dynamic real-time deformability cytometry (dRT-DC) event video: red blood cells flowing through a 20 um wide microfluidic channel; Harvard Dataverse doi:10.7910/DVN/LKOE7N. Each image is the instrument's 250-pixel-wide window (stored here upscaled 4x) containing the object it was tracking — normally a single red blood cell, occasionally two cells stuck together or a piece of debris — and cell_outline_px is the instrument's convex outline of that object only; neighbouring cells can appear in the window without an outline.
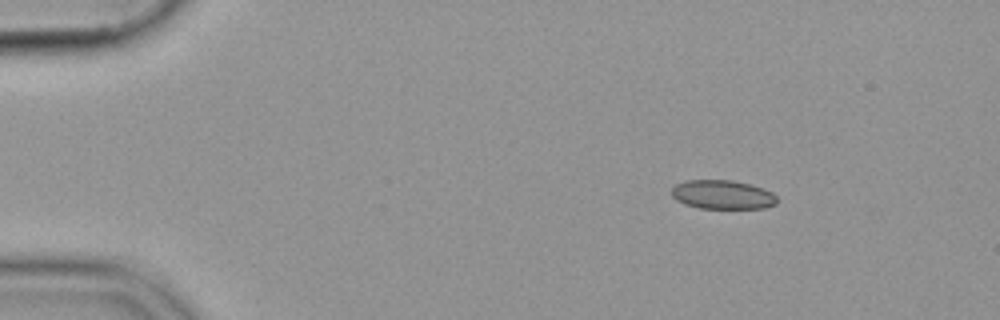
{"species": "common noctule bat (a hibernating species)", "species_latin": "Nyctalus noctula", "temperature_condition": "cold", "stored_images_in_passage": 48, "camera_frame_rate_fps": 3000, "um_per_image_px": 0.085, "animal": {"sex": "female", "body_mass_g": 19.9}, "frame": {"image": 1, "passage_image": 1, "time_ms": 0.0, "image_size_px": [1000, 320], "cell_outline_px": [[776, 204], [764, 208], [700, 208], [684, 204], [676, 200], [672, 196], [672, 188], [676, 184], [684, 180], [732, 180], [748, 184], [772, 192], [776, 196]], "centroid_in_image_um": [61.38, 16.54], "position_along_channel_um": 23.6, "area_um2": 17.69}}
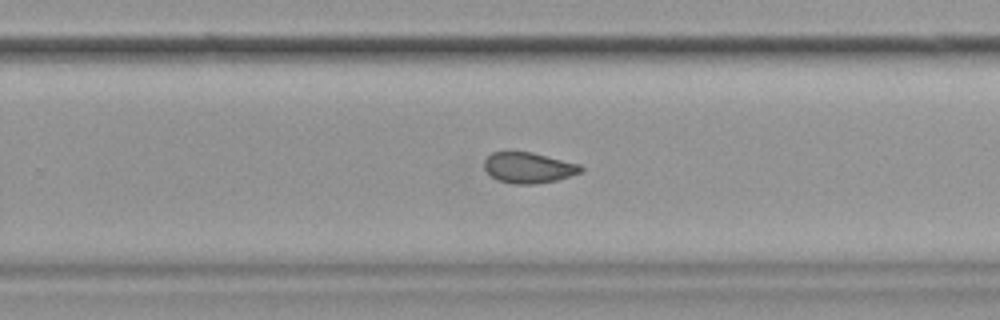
{"frame": {"image": 2, "passage_image": 29, "time_ms": 9.333, "image_size_px": [1000, 320], "cell_outline_px": [[584, 168], [580, 172], [556, 180], [536, 184], [512, 184], [496, 180], [484, 168], [484, 160], [492, 152], [508, 148], [532, 152], [580, 164]], "centroid_in_image_um": [44.86, 14.21], "position_along_channel_um": 284.9, "area_um2": 17.8}}
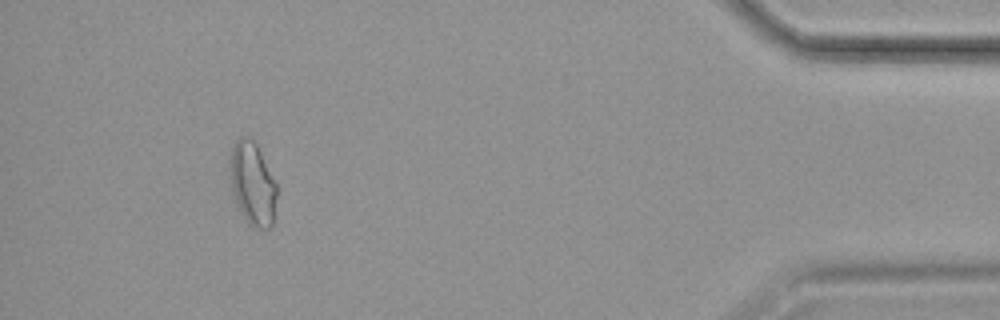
{"frame": {"image": 3, "passage_image": 44, "time_ms": 14.333, "image_size_px": [1000, 320], "cell_outline_px": [[276, 196], [272, 228], [252, 228], [248, 224], [240, 212], [232, 188], [232, 148], [236, 140], [240, 136], [252, 136], [276, 184]], "centroid_in_image_um": [21.49, 15.64], "position_along_channel_um": 413.7, "area_um2": 22.08}}